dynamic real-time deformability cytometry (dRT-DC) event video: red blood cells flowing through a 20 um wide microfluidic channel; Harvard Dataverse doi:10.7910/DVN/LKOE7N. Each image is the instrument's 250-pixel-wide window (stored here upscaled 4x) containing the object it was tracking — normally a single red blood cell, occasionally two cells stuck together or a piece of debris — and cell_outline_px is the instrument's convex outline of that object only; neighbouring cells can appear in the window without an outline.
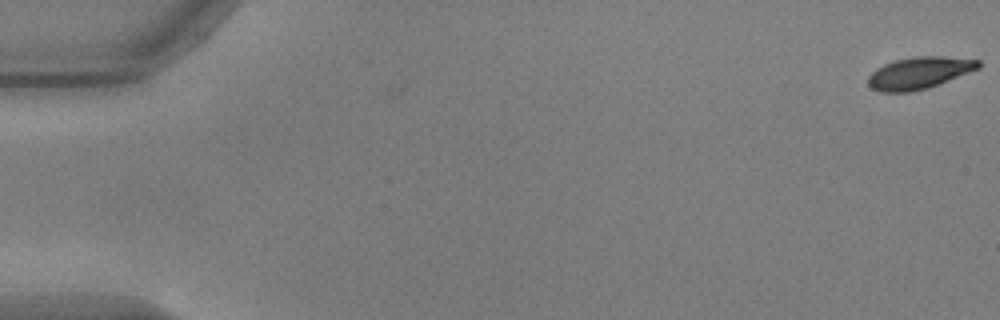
{"species": "common noctule bat (a hibernating species)", "species_latin": "Nyctalus noctula", "temperature_condition": "warm", "stored_images_in_passage": 55, "camera_frame_rate_fps": 3000, "um_per_image_px": 0.085, "animal": {"sex": "male", "body_mass_g": 17.9, "forearm_length_mm": 54.2}, "frame": {"image": 1, "passage_image": 1, "time_ms": 0.0, "image_size_px": [1000, 320], "cell_outline_px": [[980, 68], [928, 88], [908, 92], [880, 92], [872, 88], [868, 84], [868, 76], [876, 68], [884, 64], [896, 60], [916, 56], [944, 56], [980, 60]], "centroid_in_image_um": [78.13, 6.19], "position_along_channel_um": 6.9, "area_um2": 20.46}}
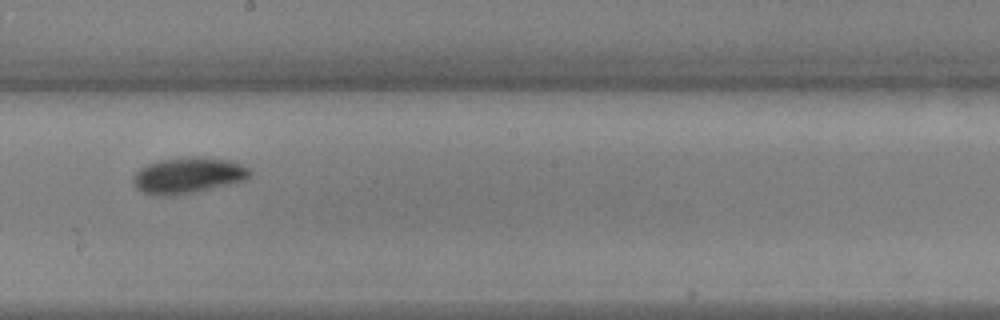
{"frame": {"image": 2, "passage_image": 32, "time_ms": 10.333, "image_size_px": [1000, 320], "cell_outline_px": [[252, 172], [244, 180], [228, 184], [192, 192], [172, 196], [156, 196], [144, 192], [136, 188], [132, 180], [132, 176], [140, 168], [148, 164], [160, 160], [196, 156], [204, 156], [232, 160], [248, 168]], "centroid_in_image_um": [15.96, 14.89], "position_along_channel_um": 232.2, "area_um2": 24.39}}
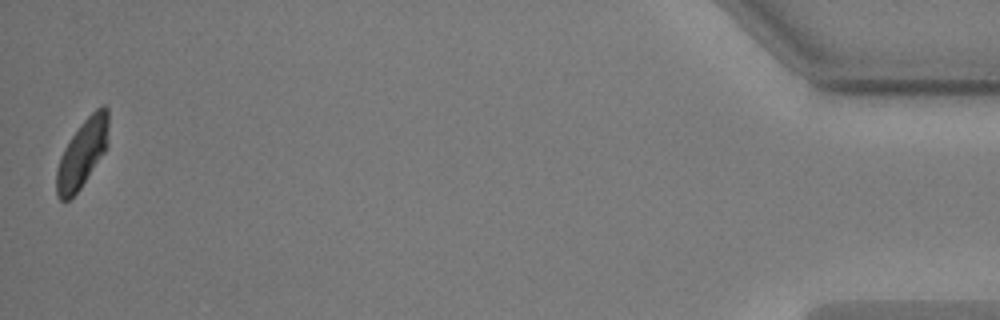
{"frame": {"image": 3, "passage_image": 55, "time_ms": 18.0, "image_size_px": [1000, 320], "cell_outline_px": [[108, 148], [80, 188], [68, 200], [60, 200], [56, 192], [56, 168], [60, 156], [64, 148], [80, 124], [96, 108], [104, 104], [108, 108]], "centroid_in_image_um": [7.01, 13.02], "position_along_channel_um": 428.2, "area_um2": 20.63}, "authors_computed_cell_mechanics": {"area_um2": 22.0218, "velocity_mm_per_s": 3.6991, "shape_relaxation_time_tau1_ms": 3.7028, "shape_relaxation_time_tau2_ms": null, "deformation_change_tau1": 0.1661, "deformation_change_tau2": null}}